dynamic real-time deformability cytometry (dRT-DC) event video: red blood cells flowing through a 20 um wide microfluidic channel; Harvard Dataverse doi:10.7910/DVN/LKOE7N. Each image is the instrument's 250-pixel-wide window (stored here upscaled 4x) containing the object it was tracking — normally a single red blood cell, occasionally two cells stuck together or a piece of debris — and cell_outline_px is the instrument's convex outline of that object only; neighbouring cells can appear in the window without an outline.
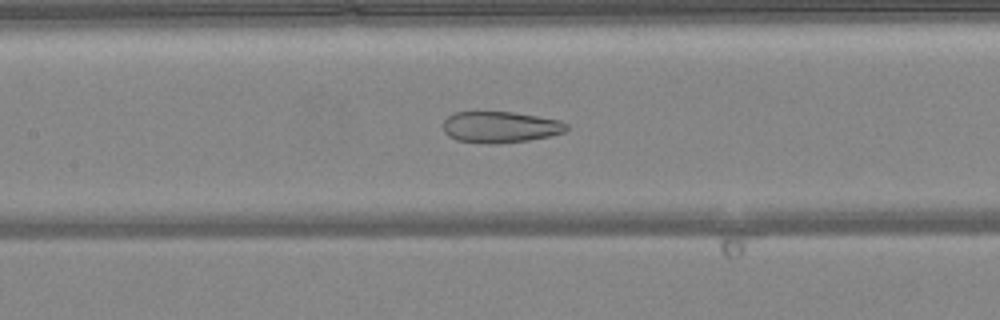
{"species": "common noctule bat (a hibernating species)", "species_latin": "Nyctalus noctula", "temperature_condition": "warm", "stored_images_in_passage": 38, "camera_frame_rate_fps": 3000, "um_per_image_px": 0.085, "animal": {"sex": "female", "body_mass_g": 24.6, "forearm_length_mm": 56.2}, "frame": {"image": 1, "passage_image": 22, "time_ms": 7.0, "image_size_px": [1000, 320], "cell_outline_px": [[568, 128], [564, 132], [548, 136], [528, 140], [496, 144], [456, 140], [448, 136], [444, 132], [444, 120], [452, 112], [512, 112], [560, 120], [568, 124]], "centroid_in_image_um": [42.51, 10.79], "position_along_channel_um": 164.9, "area_um2": 22.37}}
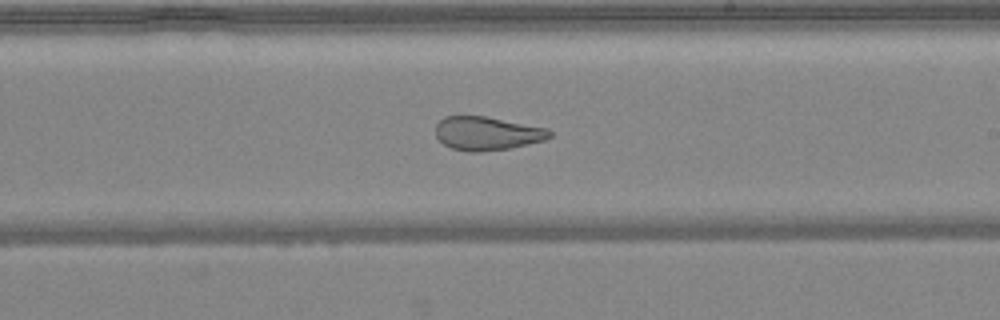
{"frame": {"image": 2, "passage_image": 28, "time_ms": 9.0, "image_size_px": [1000, 320], "cell_outline_px": [[552, 136], [544, 140], [508, 148], [480, 152], [468, 152], [452, 148], [444, 144], [436, 136], [436, 124], [444, 116], [488, 116], [548, 128], [552, 132]], "centroid_in_image_um": [41.4, 11.33], "position_along_channel_um": 247.6, "area_um2": 22.37}}
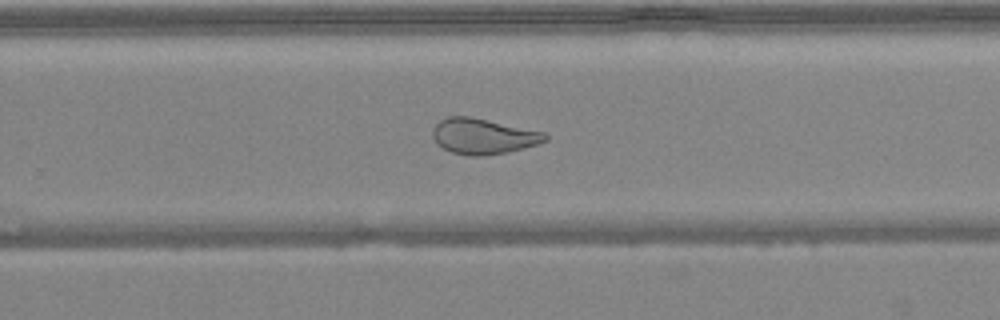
{"frame": {"image": 3, "passage_image": 31, "time_ms": 10.0, "image_size_px": [1000, 320], "cell_outline_px": [[548, 140], [540, 144], [508, 152], [484, 156], [468, 156], [452, 152], [436, 144], [432, 136], [432, 128], [440, 120], [448, 116], [472, 116], [544, 132], [548, 136]], "centroid_in_image_um": [41.07, 11.58], "position_along_channel_um": 288.7, "area_um2": 23.64}}